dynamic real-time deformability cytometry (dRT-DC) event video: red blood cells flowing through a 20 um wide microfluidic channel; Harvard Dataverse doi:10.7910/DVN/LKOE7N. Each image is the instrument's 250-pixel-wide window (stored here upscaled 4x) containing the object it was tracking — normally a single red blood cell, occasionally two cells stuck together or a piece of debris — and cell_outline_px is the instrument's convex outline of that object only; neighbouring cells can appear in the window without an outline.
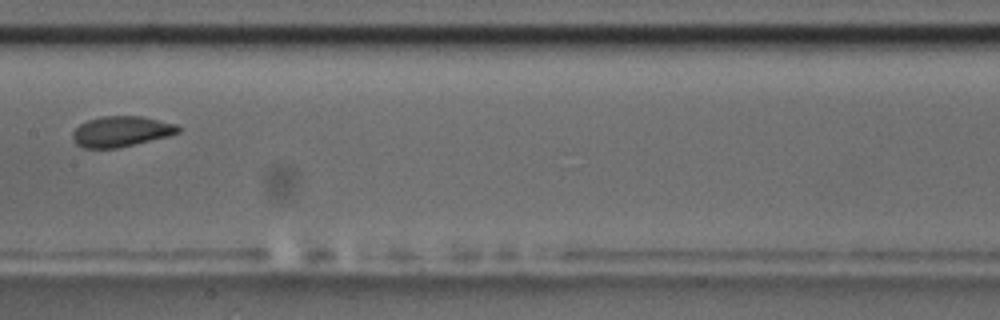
{"species": "common noctule bat (a hibernating species)", "species_latin": "Nyctalus noctula", "temperature_condition": "room temperature", "stored_images_in_passage": 5, "camera_frame_rate_fps": 3000, "um_per_image_px": 0.085, "animal": {"sex": "male", "body_mass_g": 17.5, "forearm_length_mm": 52.3}, "frame": {"image": 1, "passage_image": 5, "time_ms": 4.333, "image_size_px": [1000, 320], "cell_outline_px": [[180, 132], [168, 136], [116, 148], [84, 148], [76, 144], [72, 140], [72, 132], [80, 124], [88, 120], [100, 116], [140, 116], [176, 124], [180, 128]], "centroid_in_image_um": [10.26, 11.17], "position_along_channel_um": 197.1, "area_um2": 18.67}}